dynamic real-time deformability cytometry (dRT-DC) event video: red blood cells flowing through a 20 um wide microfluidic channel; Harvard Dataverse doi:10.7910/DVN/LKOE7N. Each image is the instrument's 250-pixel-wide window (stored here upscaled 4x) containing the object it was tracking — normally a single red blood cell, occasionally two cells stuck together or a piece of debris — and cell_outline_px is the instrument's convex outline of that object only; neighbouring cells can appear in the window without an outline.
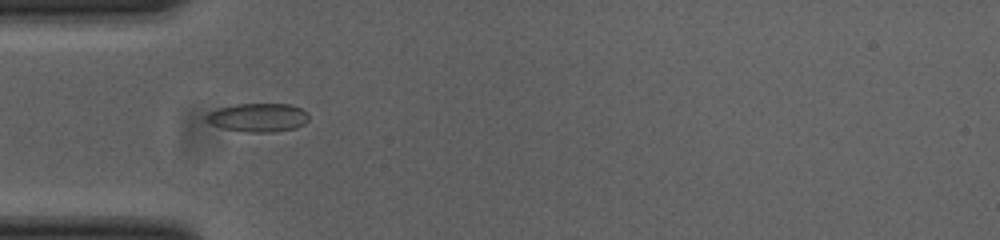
{"species": "common noctule bat (a hibernating species)", "species_latin": "Nyctalus noctula", "temperature_condition": "cold", "stored_images_in_passage": 38, "camera_frame_rate_fps": 3000, "um_per_image_px": 0.085, "animal": {"sex": "female", "body_mass_g": 23.0, "forearm_length_mm": 53.4}, "frame": {"image": 1, "passage_image": 2, "time_ms": 0.333, "image_size_px": [1000, 240], "cell_outline_px": [[308, 120], [304, 124], [296, 128], [276, 132], [248, 132], [224, 128], [212, 124], [204, 116], [208, 112], [220, 108], [236, 104], [292, 104], [308, 112]], "centroid_in_image_um": [21.98, 9.98], "position_along_channel_um": 63.0, "area_um2": 17.05}}
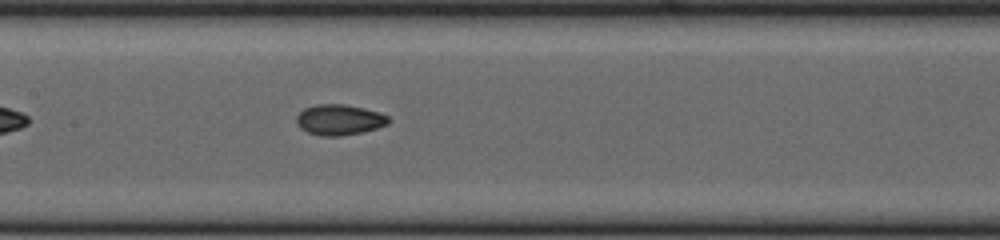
{"frame": {"image": 2, "passage_image": 11, "time_ms": 3.333, "image_size_px": [1000, 240], "cell_outline_px": [[392, 120], [388, 124], [376, 128], [360, 132], [340, 136], [320, 136], [308, 132], [300, 128], [296, 120], [296, 116], [304, 108], [316, 104], [344, 104], [364, 108], [388, 116]], "centroid_in_image_um": [28.83, 10.18], "position_along_channel_um": 178.6, "area_um2": 16.36}}
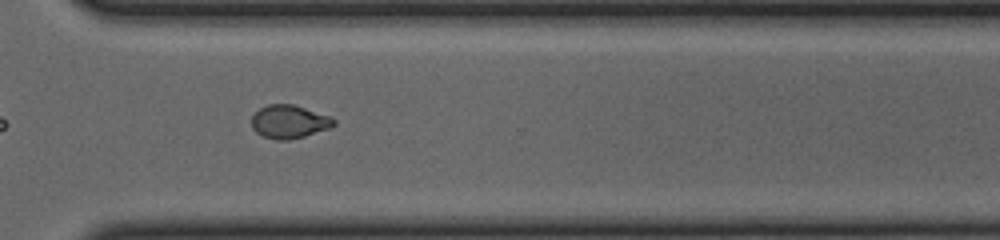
{"frame": {"image": 3, "passage_image": 24, "time_ms": 7.667, "image_size_px": [1000, 240], "cell_outline_px": [[336, 124], [328, 128], [304, 136], [288, 140], [276, 140], [264, 136], [256, 132], [252, 128], [252, 116], [260, 108], [268, 104], [292, 104], [332, 116], [336, 120]], "centroid_in_image_um": [24.59, 10.34], "position_along_channel_um": 346.0, "area_um2": 15.9}, "authors_computed_cell_mechanics": {"area_um2": 16.0395, "velocity_mm_per_s": 3.8709, "shape_relaxation_time_tau1_ms": 8.1266, "shape_relaxation_time_tau2_ms": 2.2821, "deformation_change_tau1": 0.1701, "deformation_change_tau2": 0.06}}